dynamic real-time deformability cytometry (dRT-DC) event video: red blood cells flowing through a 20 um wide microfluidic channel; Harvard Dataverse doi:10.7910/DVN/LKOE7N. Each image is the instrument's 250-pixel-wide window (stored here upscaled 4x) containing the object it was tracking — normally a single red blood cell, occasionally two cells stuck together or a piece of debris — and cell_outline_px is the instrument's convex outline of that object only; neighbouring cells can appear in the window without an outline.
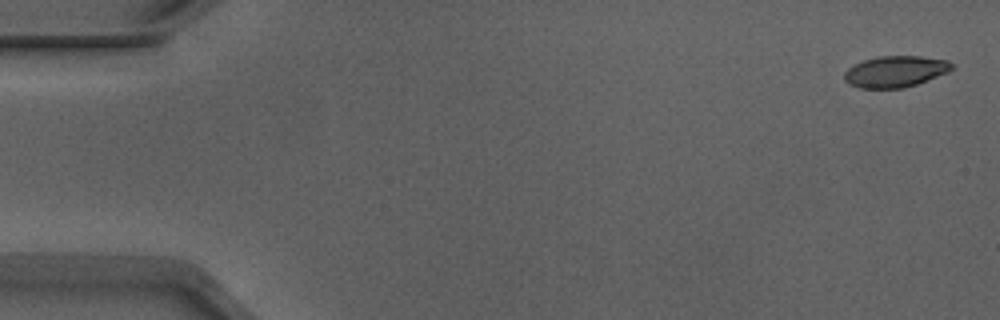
{"species": "Egyptian fruit bat (a non-hibernating species)", "species_latin": "Rousettus aegyptiacus", "temperature_condition": "warm", "stored_images_in_passage": 15, "camera_frame_rate_fps": 3000, "um_per_image_px": 0.085, "animal": {"sex": "male"}, "frame": {"image": 1, "passage_image": 1, "time_ms": 0.0, "image_size_px": [1000, 320], "cell_outline_px": [[952, 68], [948, 72], [916, 84], [904, 88], [860, 88], [848, 84], [844, 80], [844, 72], [848, 68], [864, 60], [880, 56], [920, 56], [948, 60], [952, 64]], "centroid_in_image_um": [76.08, 6.08], "position_along_channel_um": 8.9, "area_um2": 19.48}}